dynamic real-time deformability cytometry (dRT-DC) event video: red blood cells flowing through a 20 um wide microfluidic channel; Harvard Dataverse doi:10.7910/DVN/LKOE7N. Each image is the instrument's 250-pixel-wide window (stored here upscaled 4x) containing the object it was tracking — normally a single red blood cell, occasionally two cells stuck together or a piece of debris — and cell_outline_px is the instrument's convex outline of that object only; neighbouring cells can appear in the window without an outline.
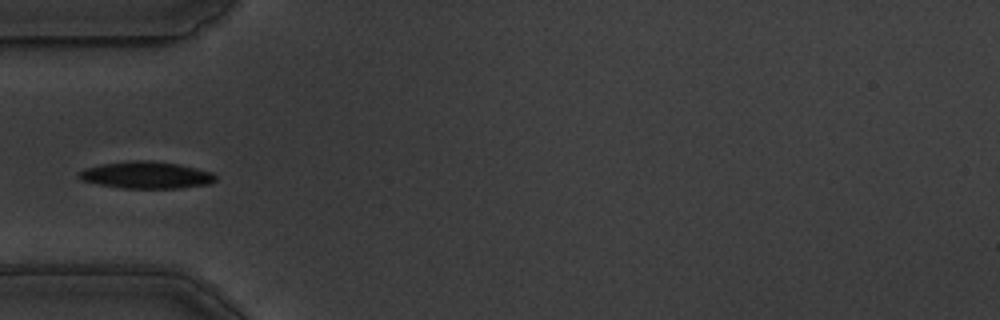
{"species": "common noctule bat (a hibernating species)", "species_latin": "Nyctalus noctula", "temperature_condition": "warm", "stored_images_in_passage": 40, "camera_frame_rate_fps": 3000, "um_per_image_px": 0.085, "animal": {"sex": "male", "body_mass_g": 19.5, "forearm_length_mm": 54.6}, "frame": {"image": 1, "passage_image": 1, "time_ms": 0.0, "image_size_px": [1000, 320], "cell_outline_px": [[216, 180], [212, 184], [180, 188], [124, 188], [100, 184], [80, 180], [76, 176], [76, 172], [84, 168], [100, 164], [132, 160], [152, 160], [176, 164], [196, 168], [212, 172], [216, 176]], "centroid_in_image_um": [12.41, 14.87], "position_along_channel_um": 72.6, "area_um2": 21.68}}
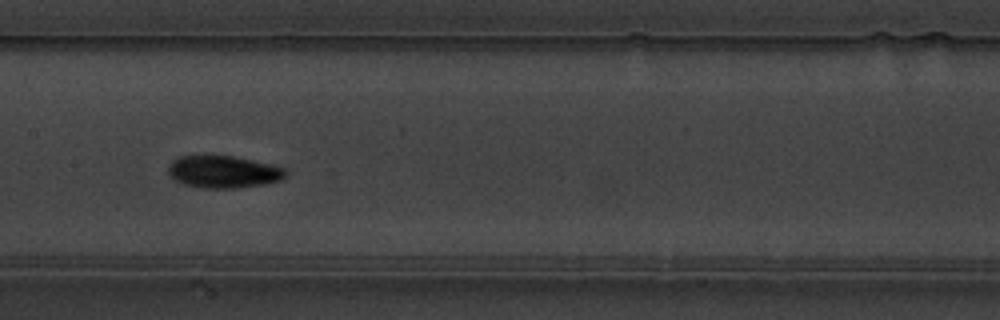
{"frame": {"image": 2, "passage_image": 11, "time_ms": 3.333, "image_size_px": [1000, 320], "cell_outline_px": [[288, 176], [280, 180], [264, 184], [236, 188], [200, 188], [184, 184], [168, 176], [168, 164], [172, 160], [180, 156], [232, 156], [268, 164], [284, 168], [288, 172]], "centroid_in_image_um": [18.96, 14.61], "position_along_channel_um": 188.4, "area_um2": 22.02}}
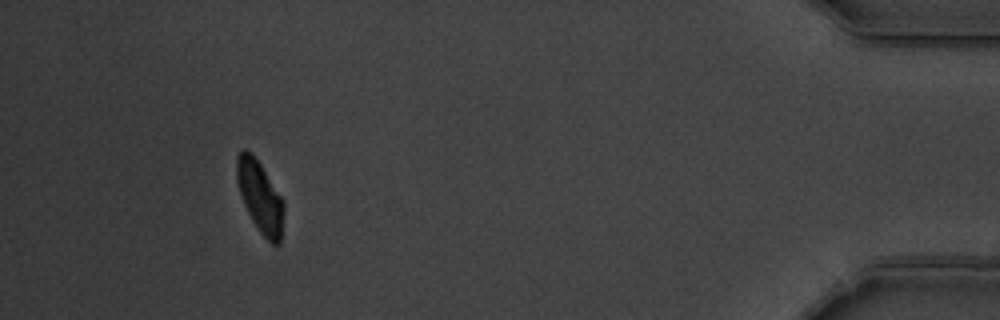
{"frame": {"image": 3, "passage_image": 36, "time_ms": 11.667, "image_size_px": [1000, 320], "cell_outline_px": [[284, 212], [280, 244], [272, 244], [260, 232], [252, 220], [244, 204], [236, 180], [236, 156], [244, 148], [252, 152], [284, 200]], "centroid_in_image_um": [22.1, 16.7], "position_along_channel_um": 413.1, "area_um2": 19.59}}